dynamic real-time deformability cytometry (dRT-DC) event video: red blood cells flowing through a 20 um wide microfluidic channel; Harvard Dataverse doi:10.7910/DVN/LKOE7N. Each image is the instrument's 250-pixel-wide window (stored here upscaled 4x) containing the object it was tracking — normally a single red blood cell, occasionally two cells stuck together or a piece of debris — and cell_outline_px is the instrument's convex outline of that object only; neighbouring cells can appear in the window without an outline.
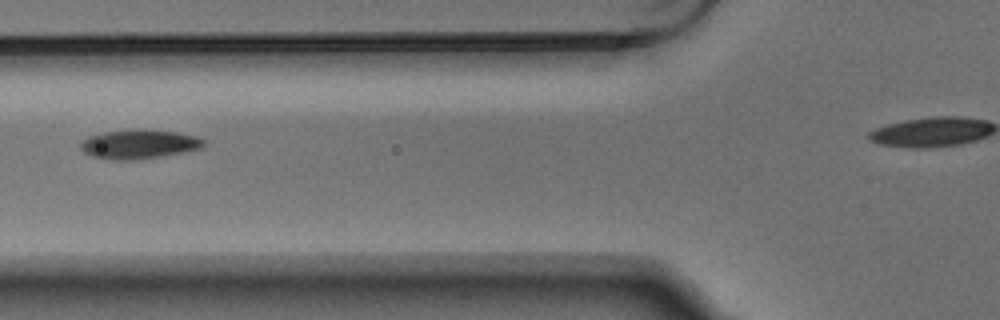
{"species": "Egyptian fruit bat (a non-hibernating species)", "species_latin": "Rousettus aegyptiacus", "temperature_condition": "warm", "stored_images_in_passage": 3, "camera_frame_rate_fps": 3000, "um_per_image_px": 0.085, "animal": {"sex": "male"}, "frame": {"image": 1, "passage_image": 3, "time_ms": 0.667, "image_size_px": [1000, 320], "cell_outline_px": [[204, 144], [200, 148], [184, 152], [160, 156], [132, 160], [112, 160], [92, 156], [84, 152], [80, 148], [80, 140], [88, 136], [104, 132], [176, 132], [196, 136], [204, 140]], "centroid_in_image_um": [11.76, 12.3], "position_along_channel_um": 114.0, "area_um2": 19.94}}